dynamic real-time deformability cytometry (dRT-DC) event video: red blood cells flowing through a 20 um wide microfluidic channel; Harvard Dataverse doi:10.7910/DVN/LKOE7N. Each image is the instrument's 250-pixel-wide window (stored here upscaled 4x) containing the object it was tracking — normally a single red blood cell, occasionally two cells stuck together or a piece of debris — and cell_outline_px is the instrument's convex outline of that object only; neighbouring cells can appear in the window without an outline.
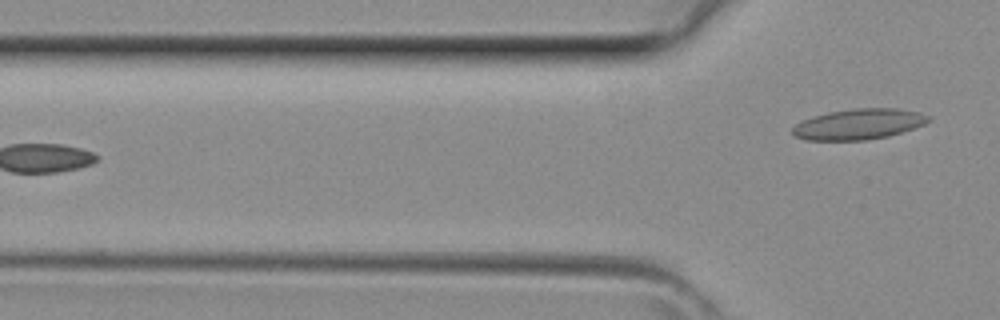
{"species": "common noctule bat (a hibernating species)", "species_latin": "Nyctalus noctula", "temperature_condition": "room temperature", "stored_images_in_passage": 3, "camera_frame_rate_fps": 3000, "um_per_image_px": 0.085, "animal": {"sex": "female", "body_mass_g": 29.2, "forearm_length_mm": 56.3}, "frame": {"image": 1, "passage_image": 3, "time_ms": 0.667, "image_size_px": [1000, 320], "cell_outline_px": [[932, 120], [924, 124], [888, 136], [868, 140], [804, 140], [792, 136], [792, 128], [796, 124], [812, 116], [828, 112], [856, 108], [896, 108], [920, 112], [928, 116]], "centroid_in_image_um": [72.96, 10.55], "position_along_channel_um": 52.8, "area_um2": 24.28}}